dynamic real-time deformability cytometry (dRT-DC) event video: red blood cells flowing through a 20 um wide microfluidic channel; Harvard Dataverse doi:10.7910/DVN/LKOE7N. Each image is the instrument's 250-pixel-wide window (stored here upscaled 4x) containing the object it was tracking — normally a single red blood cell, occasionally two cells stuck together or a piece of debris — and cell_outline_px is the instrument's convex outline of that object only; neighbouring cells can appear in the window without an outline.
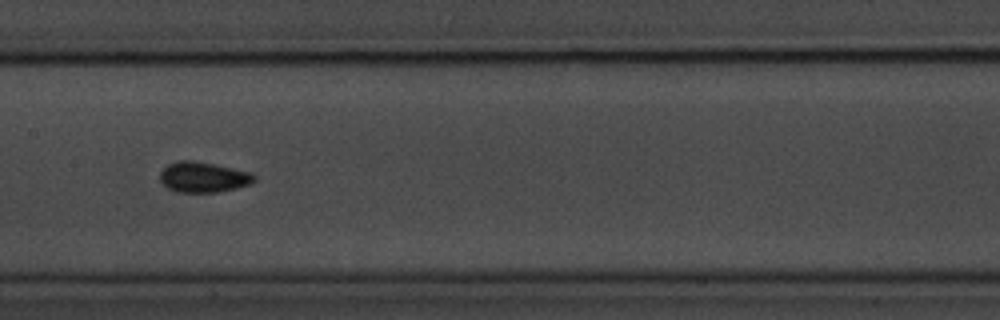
{"species": "common noctule bat (a hibernating species)", "species_latin": "Nyctalus noctula", "temperature_condition": "room temperature", "stored_images_in_passage": 15, "camera_frame_rate_fps": 3000, "um_per_image_px": 0.085, "animal": {"sex": "male", "body_mass_g": 20.1, "forearm_length_mm": 53.5}, "frame": {"image": 1, "passage_image": 7, "time_ms": 7.667, "image_size_px": [1000, 320], "cell_outline_px": [[256, 180], [252, 184], [236, 188], [216, 192], [176, 192], [168, 188], [160, 180], [160, 172], [168, 164], [176, 160], [192, 160], [216, 164], [248, 172], [256, 176]], "centroid_in_image_um": [17.27, 15.05], "position_along_channel_um": 190.1, "area_um2": 16.76}}
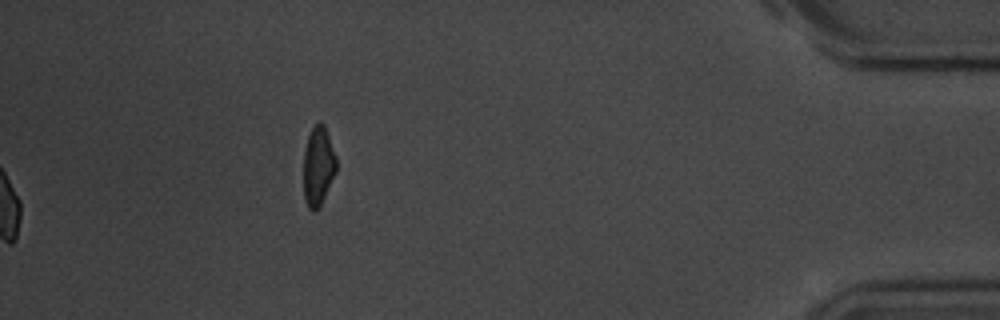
{"frame": {"image": 2, "passage_image": 15, "time_ms": 17.667, "image_size_px": [1000, 320], "cell_outline_px": [[336, 172], [316, 212], [312, 212], [308, 208], [304, 200], [304, 152], [308, 136], [312, 128], [320, 120], [324, 124], [336, 156]], "centroid_in_image_um": [27.04, 14.12], "position_along_channel_um": 408.2, "area_um2": 15.03}, "authors_computed_cell_mechanics": {"area_um2": 15.7216, "velocity_mm_per_s": 3.5186, "shape_relaxation_time_tau1_ms": 3.6991, "shape_relaxation_time_tau2_ms": 1.4871, "deformation_change_tau1": 0.0699, "deformation_change_tau2": 0.0651}}